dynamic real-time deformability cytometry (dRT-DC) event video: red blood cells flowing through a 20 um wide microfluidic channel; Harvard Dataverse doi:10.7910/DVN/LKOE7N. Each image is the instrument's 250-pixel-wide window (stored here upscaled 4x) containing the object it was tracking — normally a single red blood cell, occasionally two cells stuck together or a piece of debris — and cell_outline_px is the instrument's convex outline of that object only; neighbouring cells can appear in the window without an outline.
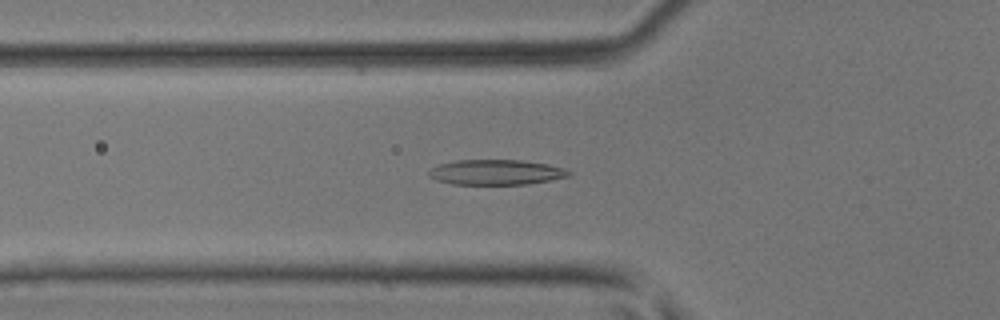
{"species": "common noctule bat (a hibernating species)", "species_latin": "Nyctalus noctula", "temperature_condition": "room temperature", "stored_images_in_passage": 50, "camera_frame_rate_fps": 3000, "um_per_image_px": 0.085, "animal": {"sex": "male", "body_mass_g": 17.9, "forearm_length_mm": 54.2}, "frame": {"image": 1, "passage_image": 18, "time_ms": 5.667, "image_size_px": [1000, 320], "cell_outline_px": [[572, 172], [568, 176], [548, 180], [524, 184], [452, 184], [436, 180], [428, 176], [428, 172], [432, 168], [440, 164], [456, 160], [520, 160], [548, 164], [564, 168]], "centroid_in_image_um": [42.13, 14.63], "position_along_channel_um": 83.7, "area_um2": 20.35}}
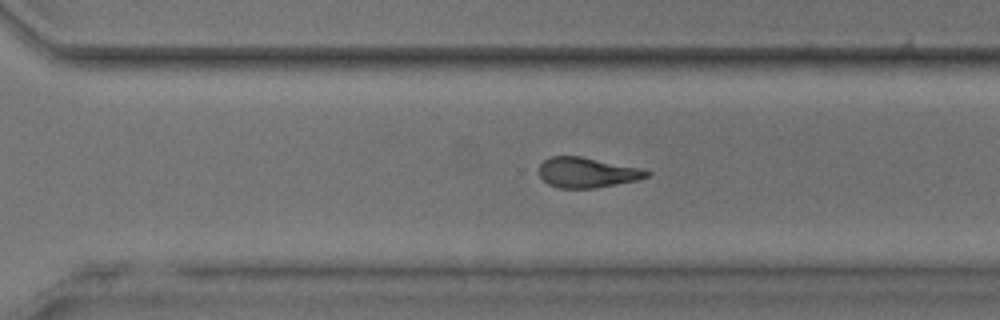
{"frame": {"image": 2, "passage_image": 35, "time_ms": 11.333, "image_size_px": [1000, 320], "cell_outline_px": [[652, 172], [648, 176], [636, 180], [596, 188], [560, 188], [548, 184], [540, 176], [540, 164], [544, 160], [552, 156], [580, 156], [640, 168]], "centroid_in_image_um": [49.89, 14.66], "position_along_channel_um": 320.7, "area_um2": 18.73}}
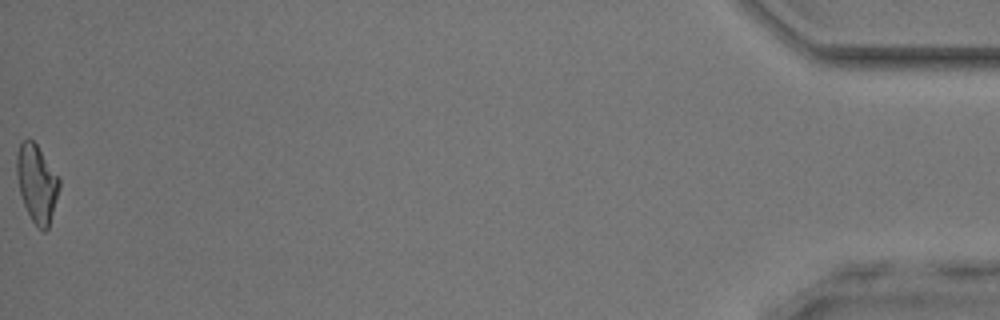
{"frame": {"image": 3, "passage_image": 50, "time_ms": 16.333, "image_size_px": [1000, 320], "cell_outline_px": [[60, 188], [48, 228], [44, 232], [32, 220], [24, 204], [20, 192], [16, 172], [16, 152], [20, 144], [28, 136], [36, 144], [60, 176]], "centroid_in_image_um": [3.14, 15.54], "position_along_channel_um": 432.1, "area_um2": 19.31}, "authors_computed_cell_mechanics": {"area_um2": 19.5364, "velocity_mm_per_s": 4.1826, "shape_relaxation_time_tau1_ms": 7.4575, "shape_relaxation_time_tau2_ms": 3.403, "deformation_change_tau1": 0.2387, "deformation_change_tau2": 0.1343}}